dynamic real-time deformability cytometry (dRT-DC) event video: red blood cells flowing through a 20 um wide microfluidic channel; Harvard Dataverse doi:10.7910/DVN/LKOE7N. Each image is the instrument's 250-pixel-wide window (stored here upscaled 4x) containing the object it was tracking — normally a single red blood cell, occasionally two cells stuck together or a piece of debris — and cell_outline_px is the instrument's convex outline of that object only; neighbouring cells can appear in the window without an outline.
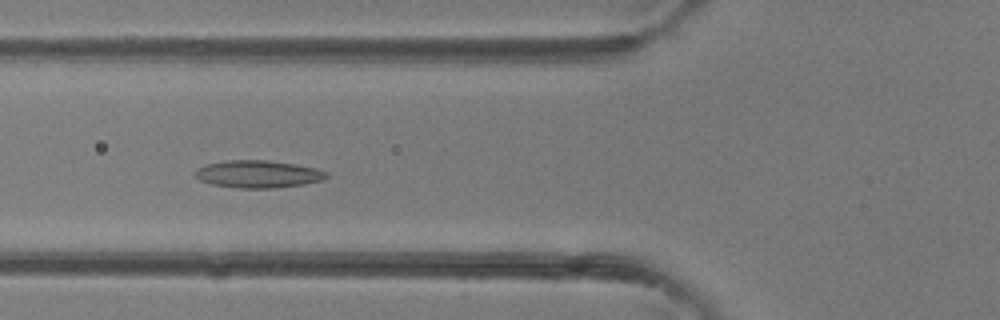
{"species": "common noctule bat (a hibernating species)", "species_latin": "Nyctalus noctula", "temperature_condition": "room temperature", "stored_images_in_passage": 41, "camera_frame_rate_fps": 3000, "um_per_image_px": 0.085, "animal": {"sex": "female"}, "frame": {"image": 1, "passage_image": 14, "time_ms": 4.333, "image_size_px": [1000, 320], "cell_outline_px": [[328, 176], [320, 180], [304, 184], [276, 188], [240, 188], [212, 184], [200, 180], [196, 176], [196, 168], [204, 164], [224, 160], [268, 160], [296, 164], [316, 168], [328, 172]], "centroid_in_image_um": [21.93, 14.78], "position_along_channel_um": 103.9, "area_um2": 21.04}}
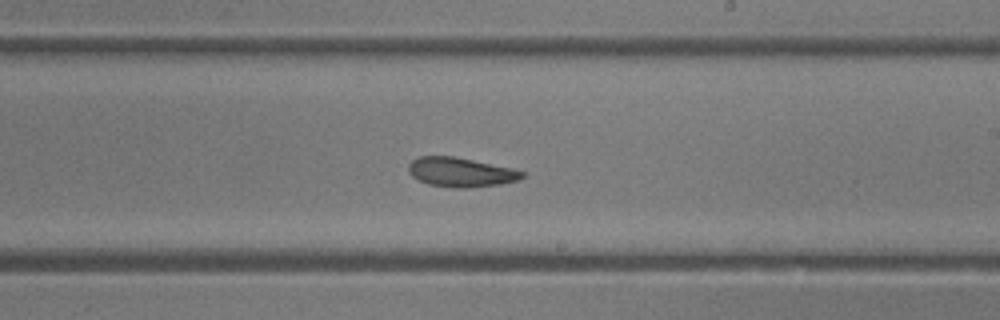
{"frame": {"image": 2, "passage_image": 23, "time_ms": 7.333, "image_size_px": [1000, 320], "cell_outline_px": [[524, 176], [520, 180], [500, 184], [468, 188], [456, 188], [428, 184], [412, 176], [408, 172], [408, 164], [412, 160], [420, 156], [452, 156], [512, 168], [524, 172]], "centroid_in_image_um": [39.16, 14.64], "position_along_channel_um": 249.8, "area_um2": 19.36}}
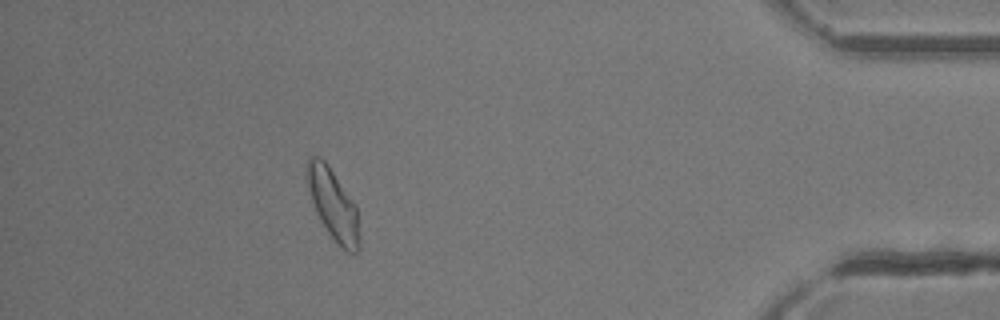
{"frame": {"image": 3, "passage_image": 36, "time_ms": 11.667, "image_size_px": [1000, 320], "cell_outline_px": [[360, 248], [356, 252], [348, 252], [336, 244], [320, 220], [316, 212], [308, 188], [304, 172], [308, 156], [320, 156], [328, 164], [356, 204], [360, 240]], "centroid_in_image_um": [28.3, 17.35], "position_along_channel_um": 406.9, "area_um2": 21.96}}